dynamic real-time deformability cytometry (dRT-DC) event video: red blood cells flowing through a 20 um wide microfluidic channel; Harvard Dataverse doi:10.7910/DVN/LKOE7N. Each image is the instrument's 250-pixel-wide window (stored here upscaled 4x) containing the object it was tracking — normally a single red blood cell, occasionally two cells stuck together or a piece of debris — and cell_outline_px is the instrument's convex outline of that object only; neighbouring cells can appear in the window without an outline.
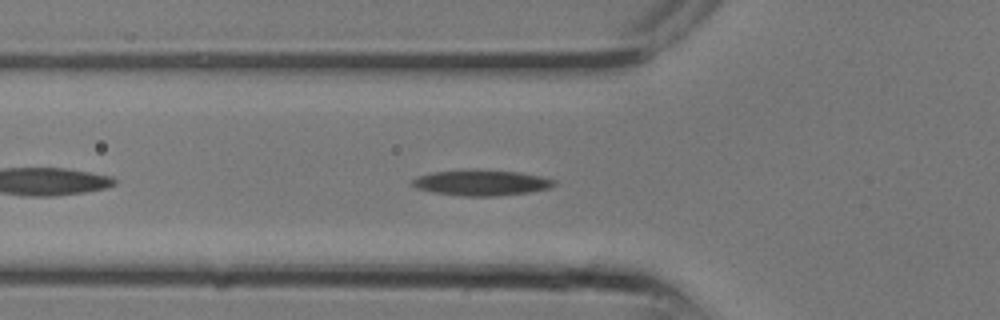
{"species": "common noctule bat (a hibernating species)", "species_latin": "Nyctalus noctula", "temperature_condition": "room temperature", "stored_images_in_passage": 5, "camera_frame_rate_fps": 3000, "um_per_image_px": 0.085, "animal": {"sex": "male", "body_mass_g": 13.3}, "frame": {"image": 1, "passage_image": 3, "time_ms": 0.667, "image_size_px": [1000, 320], "cell_outline_px": [[556, 184], [552, 188], [528, 192], [496, 196], [464, 196], [432, 192], [416, 188], [412, 184], [412, 180], [420, 176], [436, 172], [472, 168], [476, 168], [516, 172], [540, 176], [556, 180]], "centroid_in_image_um": [40.95, 15.52], "position_along_channel_um": 84.9, "area_um2": 21.33}}
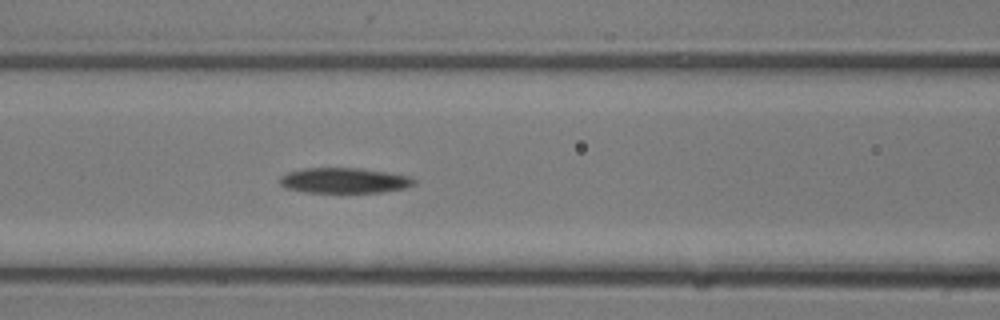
{"frame": {"image": 2, "passage_image": 5, "time_ms": 1.333, "image_size_px": [1000, 320], "cell_outline_px": [[416, 184], [404, 188], [380, 192], [304, 192], [284, 188], [280, 184], [280, 176], [288, 172], [304, 168], [360, 168], [388, 172], [412, 176], [416, 180]], "centroid_in_image_um": [29.27, 15.33], "position_along_channel_um": 137.3, "area_um2": 19.94}}